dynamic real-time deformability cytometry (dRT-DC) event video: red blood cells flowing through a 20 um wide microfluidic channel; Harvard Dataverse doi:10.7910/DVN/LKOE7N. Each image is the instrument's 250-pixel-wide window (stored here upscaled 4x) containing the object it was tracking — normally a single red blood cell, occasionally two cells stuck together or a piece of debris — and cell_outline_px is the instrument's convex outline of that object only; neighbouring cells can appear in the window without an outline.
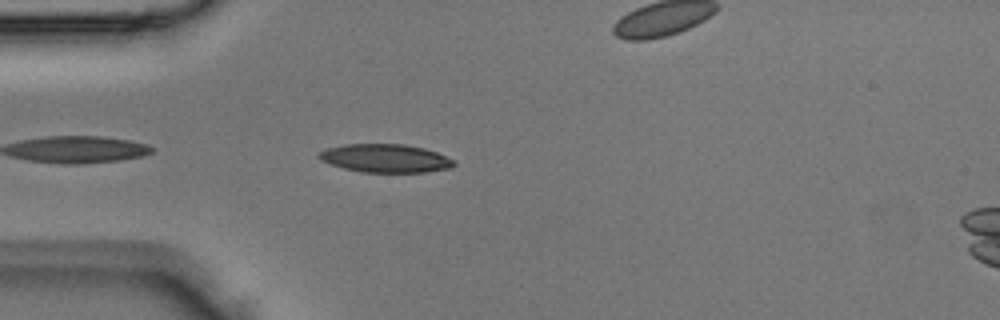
{"species": "Egyptian fruit bat (a non-hibernating species)", "species_latin": "Rousettus aegyptiacus", "temperature_condition": "room temperature", "stored_images_in_passage": 3, "segment_of_instrument_passage": [1, 2], "camera_frame_rate_fps": 3000, "um_per_image_px": 0.085, "animal": {"sex": "male"}, "frame": {"image": 1, "passage_image": 2, "time_ms": 0.333, "image_size_px": [1000, 320], "cell_outline_px": [[456, 164], [452, 168], [424, 172], [360, 172], [344, 168], [320, 160], [316, 156], [320, 152], [328, 148], [344, 144], [404, 144], [424, 148], [436, 152], [456, 160]], "centroid_in_image_um": [32.79, 13.45], "position_along_channel_um": 52.2, "area_um2": 22.31}}